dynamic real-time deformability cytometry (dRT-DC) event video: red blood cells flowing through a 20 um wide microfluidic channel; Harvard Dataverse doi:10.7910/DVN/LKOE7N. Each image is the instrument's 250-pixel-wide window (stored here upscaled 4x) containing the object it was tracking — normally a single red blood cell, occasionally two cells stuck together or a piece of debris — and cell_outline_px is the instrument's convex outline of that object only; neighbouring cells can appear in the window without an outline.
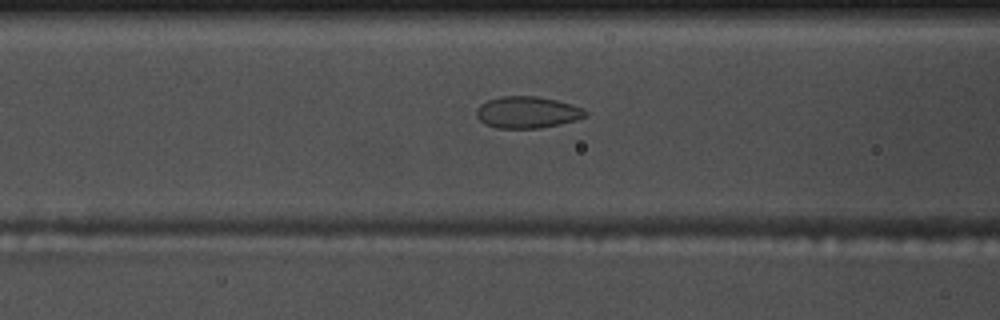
{"species": "common noctule bat (a hibernating species)", "species_latin": "Nyctalus noctula", "temperature_condition": "warm", "stored_images_in_passage": 47, "camera_frame_rate_fps": 3000, "um_per_image_px": 0.085, "animal": {"sex": "male", "body_mass_g": 17.5, "forearm_length_mm": 52.3}, "frame": {"image": 1, "passage_image": 19, "time_ms": 6.0, "image_size_px": [1000, 320], "cell_outline_px": [[588, 116], [576, 120], [560, 124], [540, 128], [496, 128], [484, 124], [476, 116], [476, 108], [480, 104], [488, 100], [500, 96], [536, 96], [556, 100], [572, 104], [588, 112]], "centroid_in_image_um": [44.8, 9.55], "position_along_channel_um": 121.8, "area_um2": 20.23}}
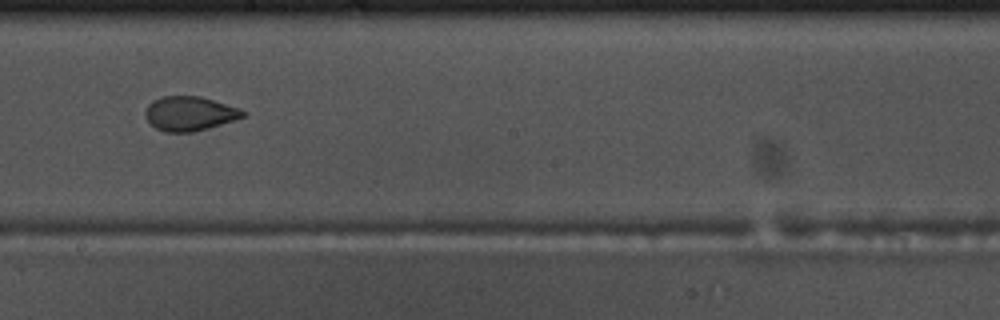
{"frame": {"image": 2, "passage_image": 28, "time_ms": 9.0, "image_size_px": [1000, 320], "cell_outline_px": [[248, 116], [208, 128], [192, 132], [164, 132], [148, 124], [144, 116], [144, 112], [148, 104], [152, 100], [160, 96], [200, 96], [240, 108], [248, 112]], "centroid_in_image_um": [16.1, 9.65], "position_along_channel_um": 232.1, "area_um2": 19.94}}
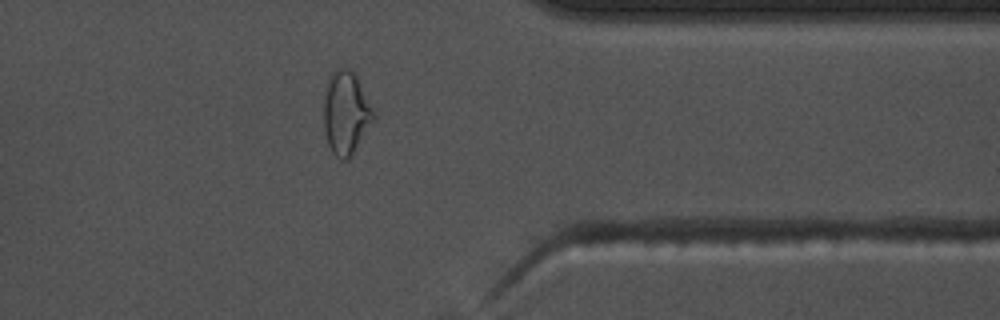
{"frame": {"image": 3, "passage_image": 41, "time_ms": 13.333, "image_size_px": [1000, 320], "cell_outline_px": [[376, 116], [348, 160], [340, 160], [332, 152], [328, 144], [324, 132], [324, 96], [328, 80], [332, 72], [336, 68], [352, 68]], "centroid_in_image_um": [29.38, 9.59], "position_along_channel_um": 382.0, "area_um2": 23.87}}